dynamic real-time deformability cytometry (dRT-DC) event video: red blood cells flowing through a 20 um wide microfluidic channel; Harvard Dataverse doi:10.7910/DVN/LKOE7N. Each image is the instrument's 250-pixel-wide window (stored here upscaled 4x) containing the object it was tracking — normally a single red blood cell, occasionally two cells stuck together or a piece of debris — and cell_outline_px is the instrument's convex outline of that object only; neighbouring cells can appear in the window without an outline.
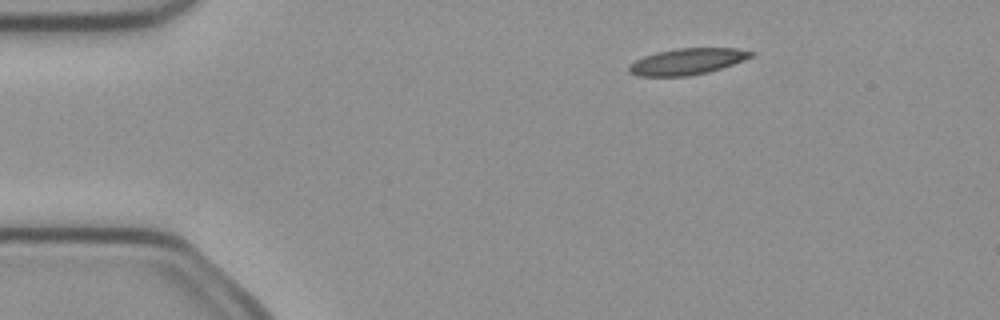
{"species": "common noctule bat (a hibernating species)", "species_latin": "Nyctalus noctula", "temperature_condition": "cold", "stored_images_in_passage": 5, "camera_frame_rate_fps": 3000, "um_per_image_px": 0.085, "animal": {"sex": "female", "body_mass_g": 21.9}, "frame": {"image": 1, "passage_image": 5, "time_ms": 1.333, "image_size_px": [1000, 320], "cell_outline_px": [[756, 52], [752, 56], [744, 60], [708, 72], [688, 76], [640, 76], [628, 72], [628, 64], [644, 56], [656, 52], [676, 48], [736, 48]], "centroid_in_image_um": [58.39, 5.22], "position_along_channel_um": 26.6, "area_um2": 18.67}}